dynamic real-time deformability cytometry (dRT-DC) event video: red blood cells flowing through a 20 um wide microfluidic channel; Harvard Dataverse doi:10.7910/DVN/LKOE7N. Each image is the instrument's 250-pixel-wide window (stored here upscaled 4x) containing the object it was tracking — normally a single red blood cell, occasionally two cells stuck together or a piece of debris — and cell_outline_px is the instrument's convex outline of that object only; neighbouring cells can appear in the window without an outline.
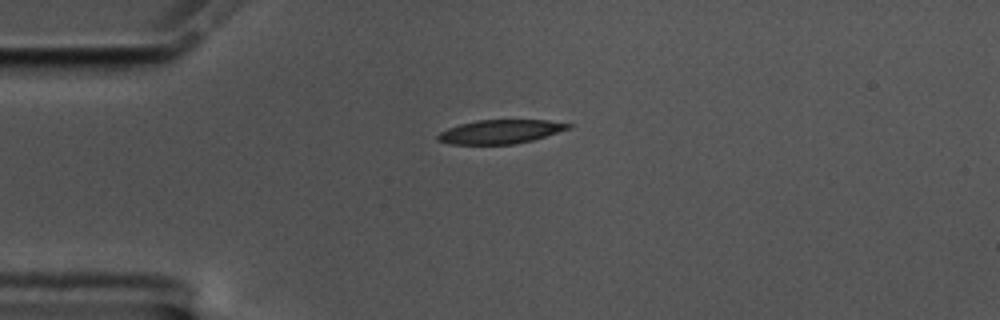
{"species": "common noctule bat (a hibernating species)", "species_latin": "Nyctalus noctula", "temperature_condition": "cold", "stored_images_in_passage": 44, "camera_frame_rate_fps": 3000, "um_per_image_px": 0.085, "animal": {"sex": "male", "body_mass_g": 17.5, "forearm_length_mm": 52.3}, "frame": {"image": 1, "passage_image": 1, "time_ms": 0.0, "image_size_px": [1000, 320], "cell_outline_px": [[572, 128], [532, 140], [512, 144], [448, 144], [436, 140], [436, 136], [440, 132], [448, 128], [460, 124], [476, 120], [548, 120], [572, 124]], "centroid_in_image_um": [42.52, 11.19], "position_along_channel_um": 42.5, "area_um2": 18.15}}
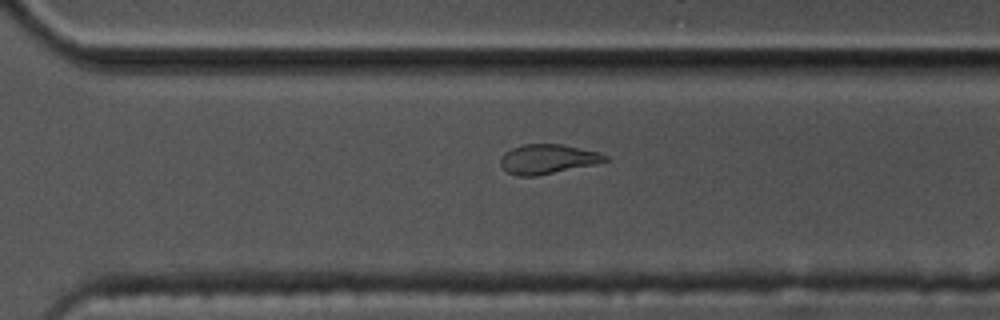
{"frame": {"image": 2, "passage_image": 27, "time_ms": 8.667, "image_size_px": [1000, 320], "cell_outline_px": [[608, 160], [596, 164], [536, 176], [516, 176], [508, 172], [500, 164], [500, 156], [504, 152], [512, 148], [524, 144], [564, 144], [600, 152], [608, 156]], "centroid_in_image_um": [46.56, 13.51], "position_along_channel_um": 324.0, "area_um2": 18.15}}
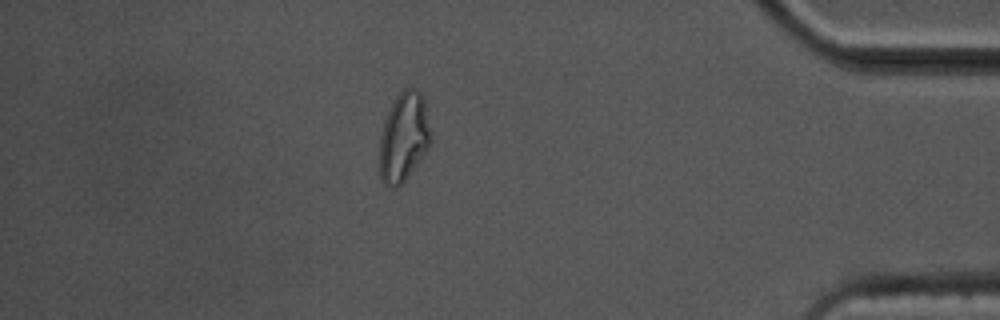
{"frame": {"image": 3, "passage_image": 37, "time_ms": 12.0, "image_size_px": [1000, 320], "cell_outline_px": [[432, 140], [428, 148], [404, 184], [396, 188], [384, 184], [380, 180], [380, 136], [384, 120], [396, 96], [404, 88], [412, 88], [420, 92], [424, 100], [432, 136]], "centroid_in_image_um": [34.32, 11.7], "position_along_channel_um": 400.9, "area_um2": 26.82}, "authors_computed_cell_mechanics": {"area_um2": 18.9006, "velocity_mm_per_s": 3.5014, "shape_relaxation_time_tau1_ms": 9.9668, "shape_relaxation_time_tau2_ms": 3.7656, "deformation_change_tau1": 0.224, "deformation_change_tau2": 0.1137}}